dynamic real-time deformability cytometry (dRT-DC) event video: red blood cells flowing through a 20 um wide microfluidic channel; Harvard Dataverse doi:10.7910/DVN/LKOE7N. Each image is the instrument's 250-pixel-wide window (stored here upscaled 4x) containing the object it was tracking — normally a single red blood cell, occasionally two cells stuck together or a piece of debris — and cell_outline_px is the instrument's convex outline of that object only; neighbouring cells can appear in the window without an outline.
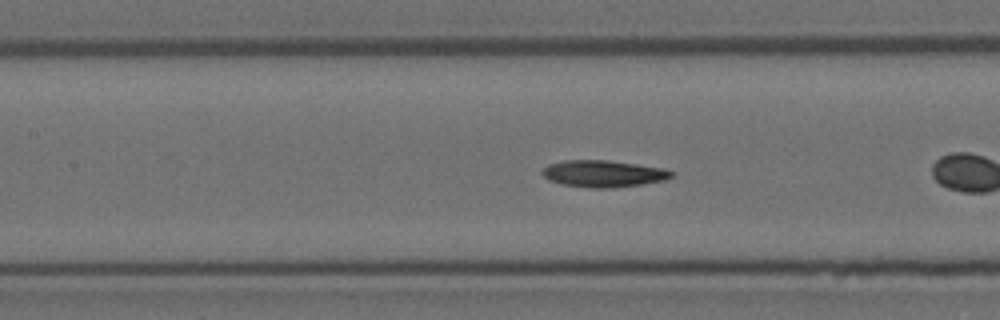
{"species": "Egyptian fruit bat (a non-hibernating species)", "species_latin": "Rousettus aegyptiacus", "temperature_condition": "room temperature", "stored_images_in_passage": 27, "camera_frame_rate_fps": 3000, "um_per_image_px": 0.085, "animal": {"sex": "female"}, "frame": {"image": 1, "passage_image": 8, "time_ms": 2.333, "image_size_px": [1000, 320], "cell_outline_px": [[676, 172], [672, 176], [664, 180], [640, 184], [612, 188], [592, 188], [560, 184], [548, 180], [540, 172], [548, 164], [564, 160], [608, 160], [664, 168]], "centroid_in_image_um": [51.26, 14.76], "position_along_channel_um": 156.1, "area_um2": 20.23}}